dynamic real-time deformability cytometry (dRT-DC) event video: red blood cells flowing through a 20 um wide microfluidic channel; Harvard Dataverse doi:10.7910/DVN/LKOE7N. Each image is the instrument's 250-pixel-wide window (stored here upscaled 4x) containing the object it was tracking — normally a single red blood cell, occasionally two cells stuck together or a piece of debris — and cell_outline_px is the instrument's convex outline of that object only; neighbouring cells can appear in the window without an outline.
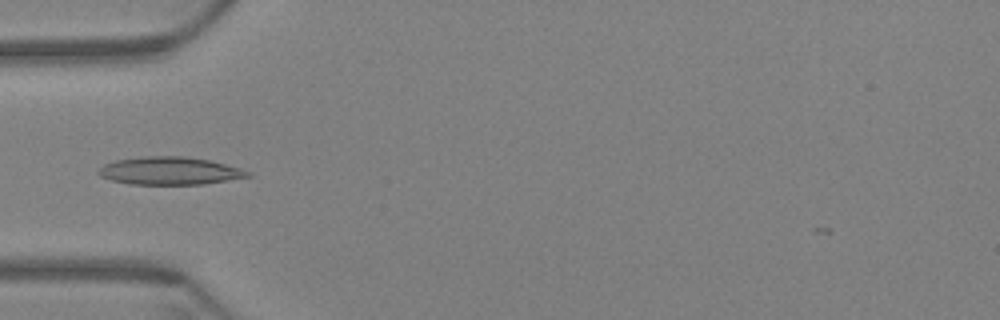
{"species": "Egyptian fruit bat (a non-hibernating species)", "species_latin": "Rousettus aegyptiacus", "temperature_condition": "warm", "stored_images_in_passage": 41, "camera_frame_rate_fps": 3000, "um_per_image_px": 0.085, "animal": {"sex": "female"}, "frame": {"image": 1, "passage_image": 1, "time_ms": 0.0, "image_size_px": [1000, 320], "cell_outline_px": [[252, 176], [204, 184], [128, 184], [112, 180], [100, 176], [96, 172], [104, 164], [116, 160], [144, 156], [184, 156], [208, 160], [240, 168], [252, 172]], "centroid_in_image_um": [14.42, 14.52], "position_along_channel_um": 70.6, "area_um2": 24.1}}
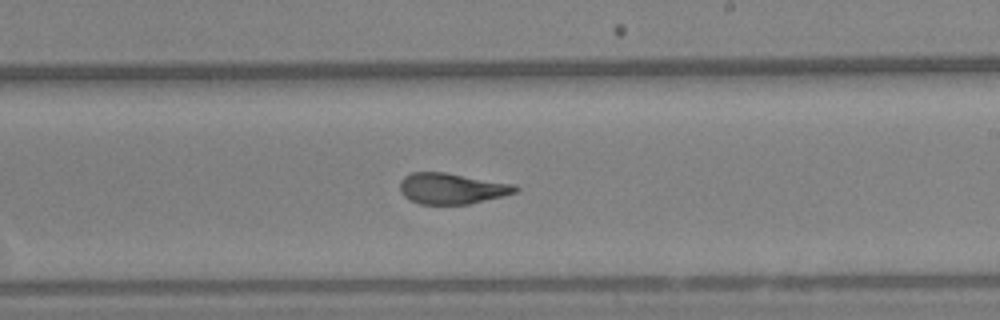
{"frame": {"image": 2, "passage_image": 17, "time_ms": 5.333, "image_size_px": [1000, 320], "cell_outline_px": [[520, 188], [516, 192], [468, 204], [420, 204], [404, 196], [400, 192], [400, 180], [404, 176], [412, 172], [444, 172], [516, 184]], "centroid_in_image_um": [38.39, 16.01], "position_along_channel_um": 250.6, "area_um2": 20.69}}
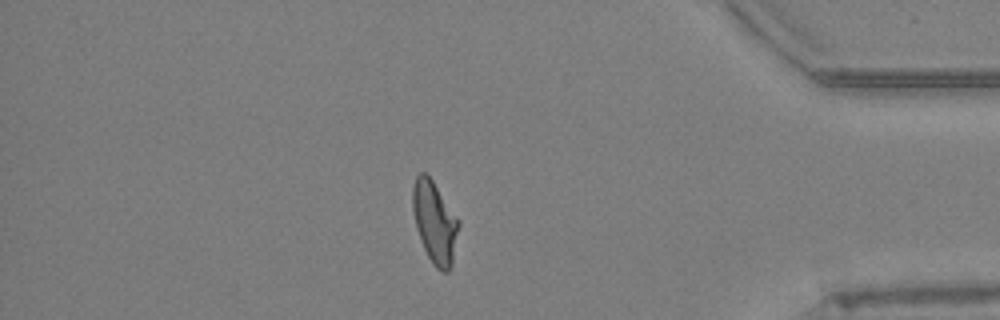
{"frame": {"image": 3, "passage_image": 33, "time_ms": 10.667, "image_size_px": [1000, 320], "cell_outline_px": [[460, 224], [452, 264], [448, 272], [440, 272], [432, 264], [424, 248], [416, 228], [412, 208], [412, 188], [416, 176], [420, 172], [424, 172], [432, 180], [460, 220]], "centroid_in_image_um": [36.96, 18.9], "position_along_channel_um": 398.2, "area_um2": 22.02}, "authors_computed_cell_mechanics": {"area_um2": 21.386, "velocity_mm_per_s": 3.3853, "shape_relaxation_time_tau1_ms": 5.251, "shape_relaxation_time_tau2_ms": 1.4171, "deformation_change_tau1": 0.1777, "deformation_change_tau2": 0.0824}}